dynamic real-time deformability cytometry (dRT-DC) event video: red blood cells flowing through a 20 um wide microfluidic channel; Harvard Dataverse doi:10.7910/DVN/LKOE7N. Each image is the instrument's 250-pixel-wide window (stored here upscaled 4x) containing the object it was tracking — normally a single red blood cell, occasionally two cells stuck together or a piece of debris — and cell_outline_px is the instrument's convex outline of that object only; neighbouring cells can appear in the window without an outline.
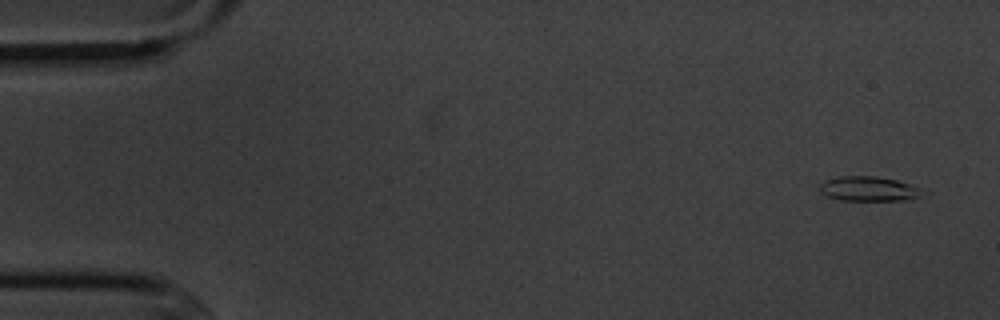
{"species": "common noctule bat (a hibernating species)", "species_latin": "Nyctalus noctula", "temperature_condition": "cold", "stored_images_in_passage": 4, "camera_frame_rate_fps": 3000, "um_per_image_px": 0.085, "animal": {"sex": "male", "body_mass_g": 20.1, "forearm_length_mm": 53.5}, "frame": {"image": 1, "passage_image": 1, "time_ms": 0.0, "image_size_px": [1000, 320], "cell_outline_px": [[924, 192], [920, 196], [912, 200], [840, 200], [828, 196], [820, 192], [820, 184], [828, 180], [840, 176], [876, 176], [896, 180], [908, 184]], "centroid_in_image_um": [73.83, 16.06], "position_along_channel_um": 11.2, "area_um2": 14.51}}